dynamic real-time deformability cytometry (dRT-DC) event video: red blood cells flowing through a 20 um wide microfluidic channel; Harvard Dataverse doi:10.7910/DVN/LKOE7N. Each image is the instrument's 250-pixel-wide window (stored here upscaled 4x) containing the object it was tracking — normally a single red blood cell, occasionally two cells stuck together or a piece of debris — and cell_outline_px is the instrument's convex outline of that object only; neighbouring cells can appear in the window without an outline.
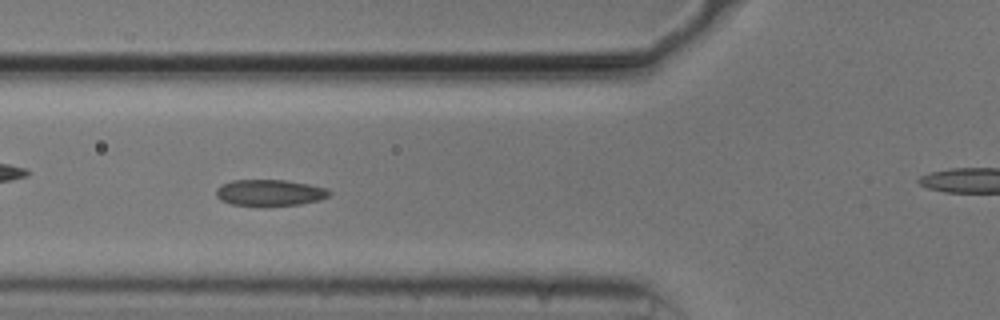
{"species": "common noctule bat (a hibernating species)", "species_latin": "Nyctalus noctula", "temperature_condition": "cold", "stored_images_in_passage": 55, "camera_frame_rate_fps": 3000, "um_per_image_px": 0.085, "animal": {"sex": "male", "body_mass_g": 20.5, "forearm_length_mm": 52.5}, "frame": {"image": 1, "passage_image": 20, "time_ms": 6.333, "image_size_px": [1000, 320], "cell_outline_px": [[332, 192], [328, 196], [320, 200], [300, 204], [260, 208], [232, 204], [220, 200], [216, 196], [216, 188], [232, 180], [288, 180], [328, 188]], "centroid_in_image_um": [22.93, 16.41], "position_along_channel_um": 102.9, "area_um2": 17.92}}
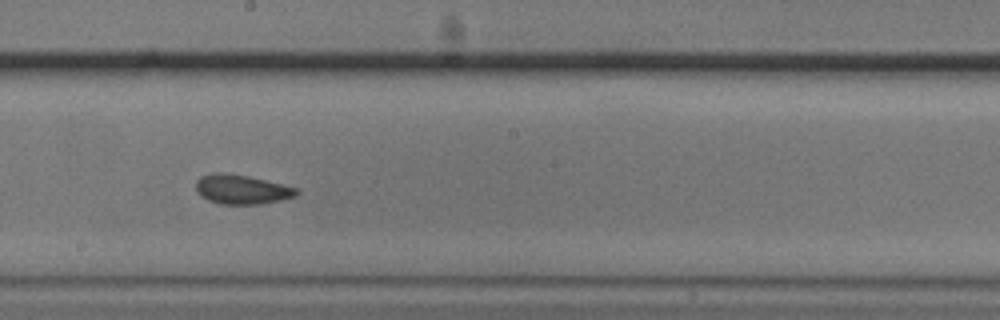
{"frame": {"image": 2, "passage_image": 30, "time_ms": 9.667, "image_size_px": [1000, 320], "cell_outline_px": [[300, 192], [296, 196], [280, 200], [260, 204], [220, 204], [208, 200], [200, 196], [196, 192], [196, 180], [200, 176], [212, 172], [224, 172], [248, 176], [296, 188]], "centroid_in_image_um": [20.49, 16.09], "position_along_channel_um": 227.7, "area_um2": 17.28}}
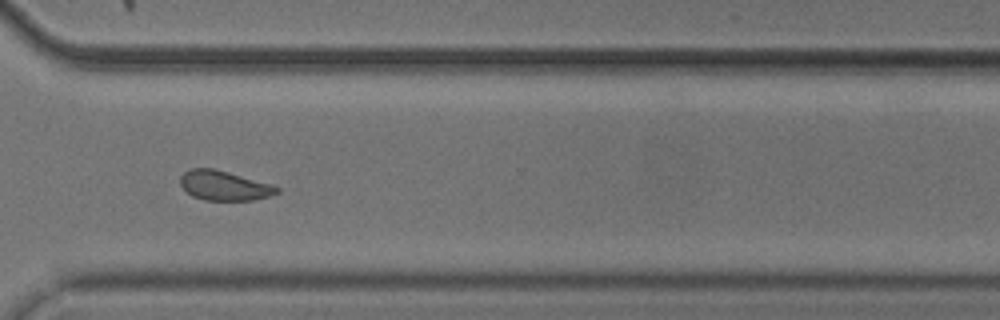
{"frame": {"image": 3, "passage_image": 40, "time_ms": 13.0, "image_size_px": [1000, 320], "cell_outline_px": [[280, 192], [268, 196], [252, 200], [204, 200], [192, 196], [180, 184], [180, 176], [188, 168], [212, 168], [228, 172], [268, 184], [280, 188]], "centroid_in_image_um": [19.0, 15.77], "position_along_channel_um": 351.6, "area_um2": 16.42}, "authors_computed_cell_mechanics": {"area_um2": 17.4556, "velocity_mm_per_s": 3.7287, "shape_relaxation_time_tau1_ms": 8.5479, "shape_relaxation_time_tau2_ms": 2.5994, "deformation_change_tau1": 0.131, "deformation_change_tau2": 0.0772}}